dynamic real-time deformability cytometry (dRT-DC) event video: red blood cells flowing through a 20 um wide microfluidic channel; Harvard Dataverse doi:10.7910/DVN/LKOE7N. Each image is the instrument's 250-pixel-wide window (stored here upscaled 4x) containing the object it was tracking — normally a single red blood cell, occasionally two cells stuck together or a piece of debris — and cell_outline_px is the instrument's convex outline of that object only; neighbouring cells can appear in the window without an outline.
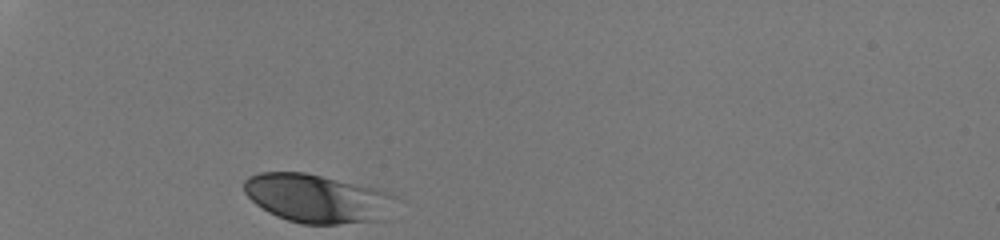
{"species": "human", "species_latin": "Homo sapiens", "temperature_condition": "room temperature", "stored_images_in_passage": 28, "camera_frame_rate_fps": 3000, "um_per_image_px": 0.085, "donor": {"sex": "male"}, "frame": {"image": 1, "passage_image": 1, "time_ms": 0.0, "image_size_px": [1000, 240], "cell_outline_px": [[396, 196], [384, 220], [336, 224], [300, 224], [276, 216], [268, 212], [256, 204], [244, 192], [244, 180], [248, 176], [260, 172], [304, 172], [376, 188], [388, 192]], "centroid_in_image_um": [26.93, 16.87], "position_along_channel_um": 58.1, "area_um2": 42.77}}
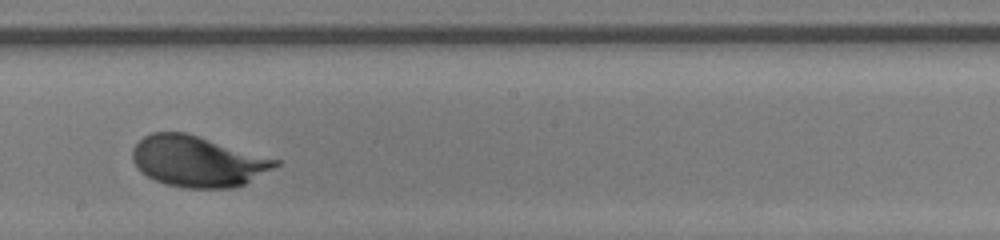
{"frame": {"image": 2, "passage_image": 16, "time_ms": 5.0, "image_size_px": [1000, 240], "cell_outline_px": [[280, 164], [244, 184], [232, 188], [184, 188], [164, 184], [140, 172], [136, 168], [132, 160], [132, 148], [144, 136], [152, 132], [184, 132], [280, 160]], "centroid_in_image_um": [16.76, 13.72], "position_along_channel_um": 231.4, "area_um2": 42.14}}
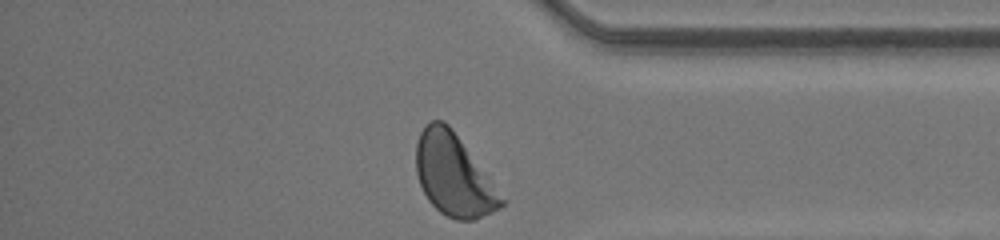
{"frame": {"image": 3, "passage_image": 28, "time_ms": 9.0, "image_size_px": [1000, 240], "cell_outline_px": [[508, 200], [500, 208], [492, 212], [472, 220], [456, 220], [440, 212], [428, 200], [420, 184], [416, 172], [416, 144], [420, 132], [424, 124], [432, 120], [444, 120], [448, 124]], "centroid_in_image_um": [38.58, 14.88], "position_along_channel_um": 396.6, "area_um2": 40.75}, "authors_computed_cell_mechanics": {"area_um2": 42.1073, "velocity_mm_per_s": 4.2028, "shape_relaxation_time_tau1_ms": 1.8697, "shape_relaxation_time_tau2_ms": null, "deformation_change_tau1": 0.1391, "deformation_change_tau2": null}}